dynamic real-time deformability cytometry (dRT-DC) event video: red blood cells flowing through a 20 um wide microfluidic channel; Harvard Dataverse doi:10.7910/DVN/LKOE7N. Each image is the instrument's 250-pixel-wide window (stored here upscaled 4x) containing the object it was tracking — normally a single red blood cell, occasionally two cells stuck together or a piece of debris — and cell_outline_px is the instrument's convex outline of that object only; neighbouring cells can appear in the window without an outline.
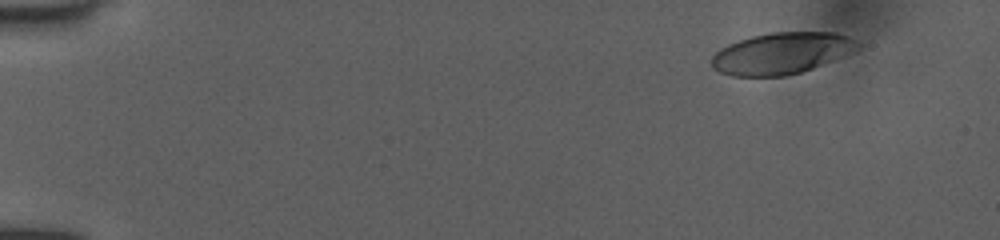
{"species": "human", "species_latin": "Homo sapiens", "temperature_condition": "room temperature", "stored_images_in_passage": 48, "camera_frame_rate_fps": 3000, "um_per_image_px": 0.085, "donor": {"sex": "female"}, "frame": {"image": 1, "passage_image": 1, "time_ms": 0.0, "image_size_px": [1000, 240], "cell_outline_px": [[860, 48], [812, 68], [800, 72], [784, 76], [732, 76], [720, 72], [712, 68], [712, 56], [720, 48], [728, 44], [752, 36], [772, 32], [836, 32], [848, 36], [856, 40], [860, 44]], "centroid_in_image_um": [66.41, 4.52], "position_along_channel_um": 18.6, "area_um2": 35.08}}
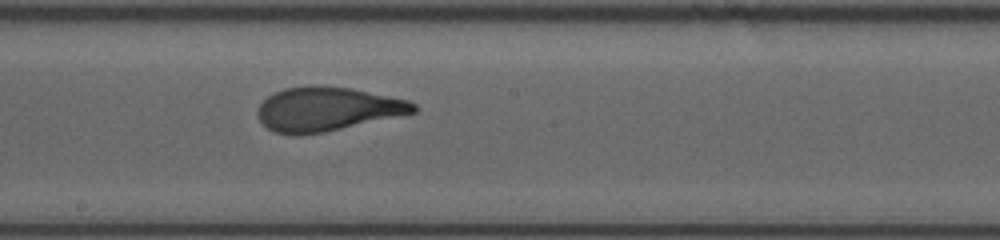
{"frame": {"image": 2, "passage_image": 26, "time_ms": 8.333, "image_size_px": [1000, 240], "cell_outline_px": [[416, 112], [324, 132], [296, 136], [292, 136], [276, 132], [268, 128], [260, 120], [256, 112], [260, 104], [268, 96], [284, 88], [312, 84], [316, 84], [352, 88], [408, 100], [416, 104]], "centroid_in_image_um": [27.78, 9.26], "position_along_channel_um": 220.4, "area_um2": 40.0}}
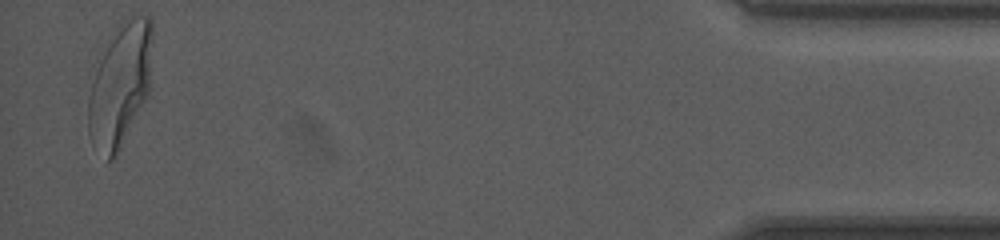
{"frame": {"image": 3, "passage_image": 47, "time_ms": 15.333, "image_size_px": [1000, 240], "cell_outline_px": [[152, 36], [148, 96], [112, 160], [108, 160], [88, 132], [88, 100], [92, 84], [96, 72], [104, 52], [120, 28], [136, 16], [152, 16]], "centroid_in_image_um": [10.25, 7.24], "position_along_channel_um": 425.0, "area_um2": 43.41}, "authors_computed_cell_mechanics": {"area_um2": 40.0554, "velocity_mm_per_s": 3.9781, "shape_relaxation_time_tau1_ms": 3.809, "shape_relaxation_time_tau2_ms": 0.7705, "deformation_change_tau1": 0.2014, "deformation_change_tau2": 0.0791}}